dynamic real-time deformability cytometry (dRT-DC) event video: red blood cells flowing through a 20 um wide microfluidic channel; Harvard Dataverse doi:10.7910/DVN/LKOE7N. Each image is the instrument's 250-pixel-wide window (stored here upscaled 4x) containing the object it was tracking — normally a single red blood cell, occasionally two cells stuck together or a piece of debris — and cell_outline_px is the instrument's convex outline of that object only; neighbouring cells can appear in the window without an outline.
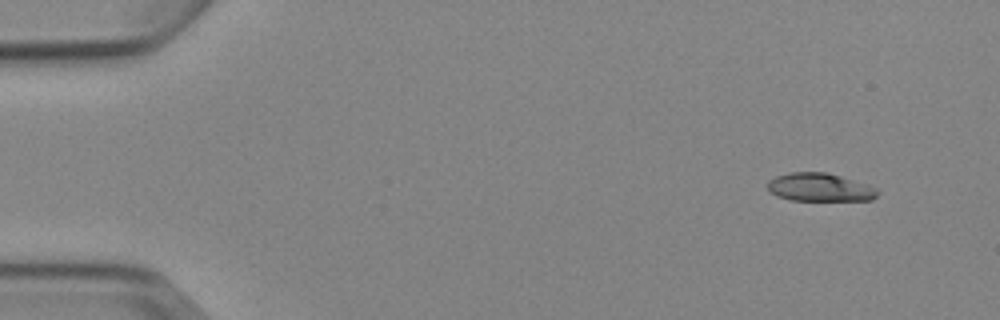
{"species": "Egyptian fruit bat (a non-hibernating species)", "species_latin": "Rousettus aegyptiacus", "temperature_condition": "cold", "stored_images_in_passage": 4, "camera_frame_rate_fps": 3000, "um_per_image_px": 0.085, "animal": {"sex": "female"}, "frame": {"image": 1, "passage_image": 1, "time_ms": 0.0, "image_size_px": [1000, 320], "cell_outline_px": [[880, 192], [872, 200], [792, 200], [776, 196], [768, 192], [768, 180], [776, 176], [788, 172], [824, 172], [840, 176], [868, 184], [876, 188]], "centroid_in_image_um": [69.66, 15.92], "position_along_channel_um": 15.3, "area_um2": 18.15}}
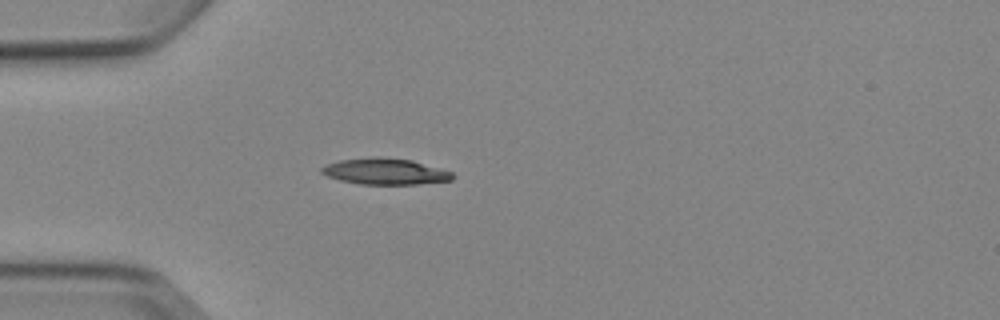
{"frame": {"image": 2, "passage_image": 4, "time_ms": 3.667, "image_size_px": [1000, 320], "cell_outline_px": [[456, 176], [452, 180], [416, 184], [360, 184], [340, 180], [328, 176], [320, 172], [320, 168], [324, 164], [340, 160], [376, 156], [380, 156], [412, 160], [440, 168], [452, 172]], "centroid_in_image_um": [32.73, 14.56], "position_along_channel_um": 52.3, "area_um2": 20.11}}